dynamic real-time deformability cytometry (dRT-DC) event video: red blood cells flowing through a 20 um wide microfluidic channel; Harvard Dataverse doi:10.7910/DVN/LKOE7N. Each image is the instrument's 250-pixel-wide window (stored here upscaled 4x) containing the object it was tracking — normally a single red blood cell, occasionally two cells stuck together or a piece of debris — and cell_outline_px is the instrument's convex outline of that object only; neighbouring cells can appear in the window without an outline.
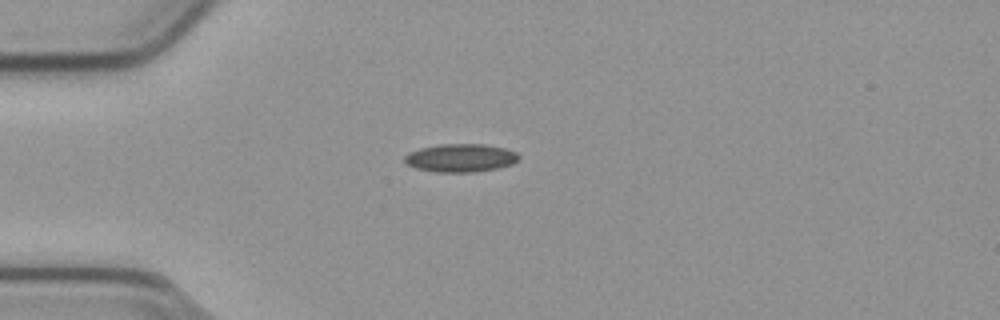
{"species": "common noctule bat (a hibernating species)", "species_latin": "Nyctalus noctula", "temperature_condition": "cold", "stored_images_in_passage": 41, "camera_frame_rate_fps": 3000, "um_per_image_px": 0.085, "animal": {"sex": "male", "body_mass_g": 23.1, "forearm_length_mm": 52.7}, "frame": {"image": 1, "passage_image": 1, "time_ms": 0.0, "image_size_px": [1000, 320], "cell_outline_px": [[520, 156], [512, 164], [496, 168], [472, 172], [436, 172], [416, 168], [408, 164], [404, 160], [404, 156], [408, 152], [420, 148], [440, 144], [484, 144], [504, 148], [516, 152]], "centroid_in_image_um": [39.13, 13.41], "position_along_channel_um": 45.9, "area_um2": 18.61}}
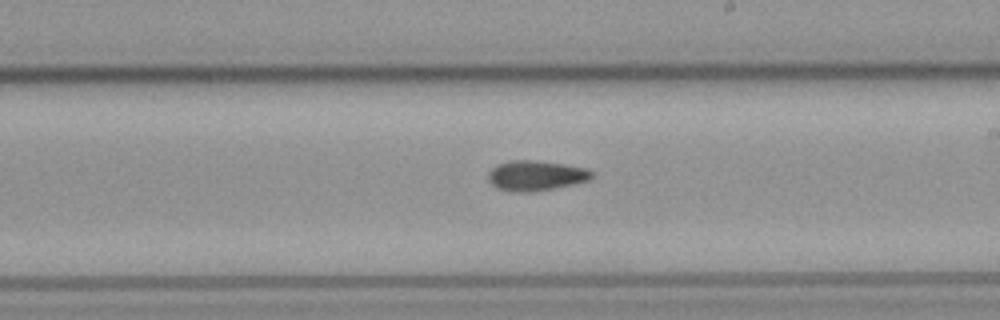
{"frame": {"image": 2, "passage_image": 18, "time_ms": 5.667, "image_size_px": [1000, 320], "cell_outline_px": [[592, 176], [588, 180], [572, 184], [532, 192], [512, 192], [496, 188], [488, 180], [488, 172], [496, 164], [512, 160], [528, 160], [560, 164], [584, 168], [592, 172]], "centroid_in_image_um": [45.46, 14.94], "position_along_channel_um": 243.5, "area_um2": 17.86}}
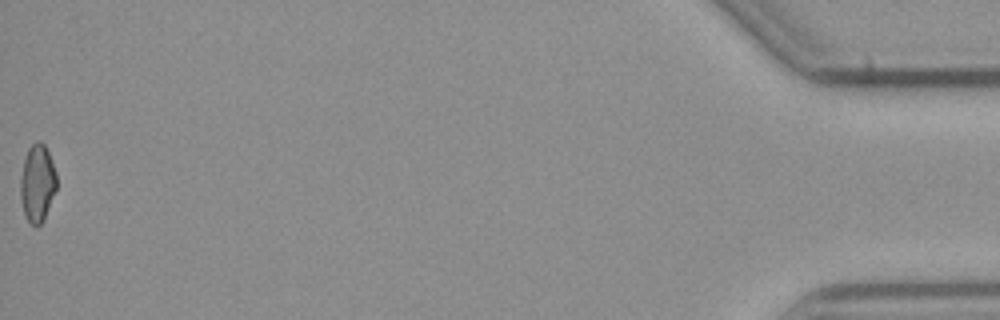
{"frame": {"image": 3, "passage_image": 41, "time_ms": 13.333, "image_size_px": [1000, 320], "cell_outline_px": [[56, 188], [44, 220], [36, 228], [24, 216], [20, 200], [20, 180], [24, 160], [28, 148], [36, 140], [40, 140], [44, 144], [48, 152], [56, 172]], "centroid_in_image_um": [3.16, 15.58], "position_along_channel_um": 432.0, "area_um2": 16.42}}